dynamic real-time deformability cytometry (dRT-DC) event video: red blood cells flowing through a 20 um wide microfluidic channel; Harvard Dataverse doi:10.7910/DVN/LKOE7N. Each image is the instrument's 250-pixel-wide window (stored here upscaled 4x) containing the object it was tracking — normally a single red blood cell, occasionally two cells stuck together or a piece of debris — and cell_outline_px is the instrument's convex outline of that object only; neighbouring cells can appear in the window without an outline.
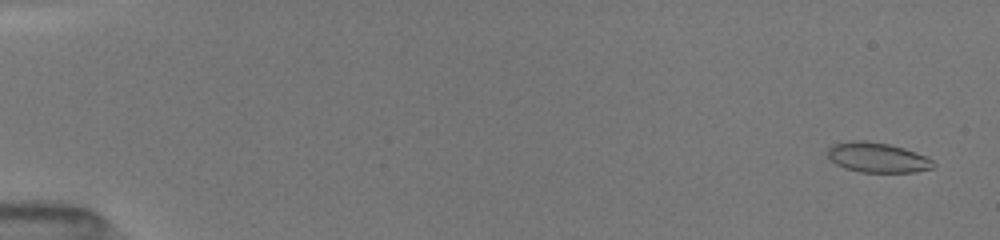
{"species": "common noctule bat (a hibernating species)", "species_latin": "Nyctalus noctula", "temperature_condition": "room temperature", "stored_images_in_passage": 52, "camera_frame_rate_fps": 3000, "um_per_image_px": 0.085, "animal": {"sex": "female", "body_mass_g": 19.5, "forearm_length_mm": 54.1}, "frame": {"image": 1, "passage_image": 3, "time_ms": 0.667, "image_size_px": [1000, 240], "cell_outline_px": [[936, 164], [932, 168], [916, 172], [860, 172], [844, 168], [836, 164], [828, 156], [828, 148], [832, 144], [852, 140], [864, 140], [888, 144], [904, 148], [916, 152], [932, 160]], "centroid_in_image_um": [74.57, 13.39], "position_along_channel_um": 10.4, "area_um2": 18.44}}
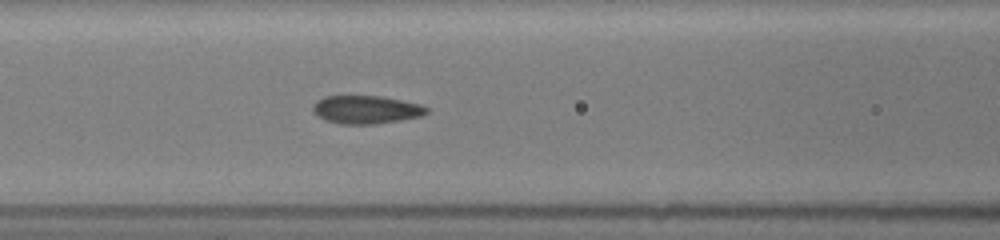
{"frame": {"image": 2, "passage_image": 24, "time_ms": 7.667, "image_size_px": [1000, 240], "cell_outline_px": [[428, 112], [420, 116], [400, 120], [376, 124], [340, 124], [324, 120], [312, 112], [312, 104], [316, 100], [324, 96], [384, 96], [424, 104], [428, 108]], "centroid_in_image_um": [31.11, 9.31], "position_along_channel_um": 135.5, "area_um2": 19.02}}
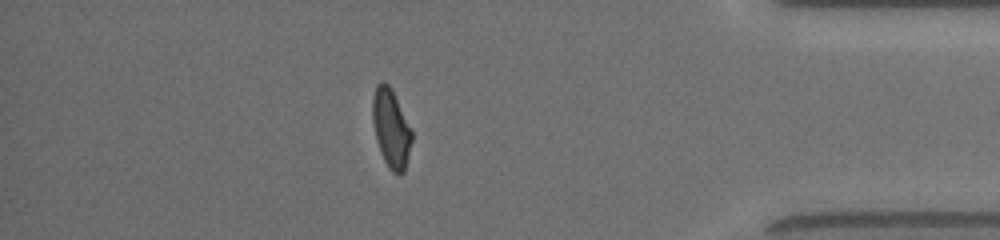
{"frame": {"image": 3, "passage_image": 46, "time_ms": 15.0, "image_size_px": [1000, 240], "cell_outline_px": [[412, 140], [404, 172], [400, 176], [392, 172], [388, 168], [380, 152], [376, 140], [372, 120], [372, 96], [376, 84], [380, 80], [384, 80], [392, 88], [412, 132]], "centroid_in_image_um": [33.21, 10.89], "position_along_channel_um": 402.0, "area_um2": 18.21}, "authors_computed_cell_mechanics": {"area_um2": 18.6694, "velocity_mm_per_s": 4.0658, "shape_relaxation_time_tau1_ms": null, "shape_relaxation_time_tau2_ms": 1.927, "deformation_change_tau1": null, "deformation_change_tau2": 0.0763}}